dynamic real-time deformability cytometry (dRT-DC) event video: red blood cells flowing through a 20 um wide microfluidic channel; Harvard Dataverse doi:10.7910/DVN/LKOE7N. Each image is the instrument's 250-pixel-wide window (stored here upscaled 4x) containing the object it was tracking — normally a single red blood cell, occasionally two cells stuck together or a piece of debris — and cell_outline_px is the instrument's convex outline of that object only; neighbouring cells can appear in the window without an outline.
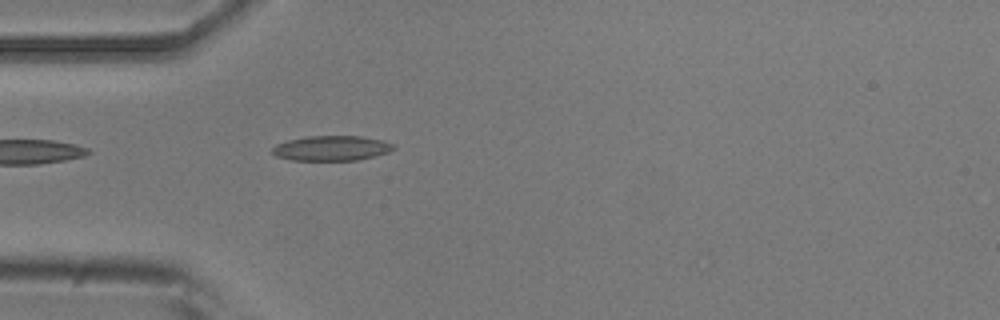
{"species": "common noctule bat (a hibernating species)", "species_latin": "Nyctalus noctula", "temperature_condition": "room temperature", "stored_images_in_passage": 25, "camera_frame_rate_fps": 3000, "um_per_image_px": 0.085, "animal": {"sex": "male", "body_mass_g": 20.5, "forearm_length_mm": 52.5}, "frame": {"image": 1, "passage_image": 1, "time_ms": 0.0, "image_size_px": [1000, 320], "cell_outline_px": [[396, 148], [388, 152], [356, 160], [292, 160], [276, 156], [272, 152], [272, 148], [276, 144], [288, 140], [304, 136], [360, 136], [384, 140], [396, 144]], "centroid_in_image_um": [28.19, 12.58], "position_along_channel_um": 56.8, "area_um2": 17.69}}
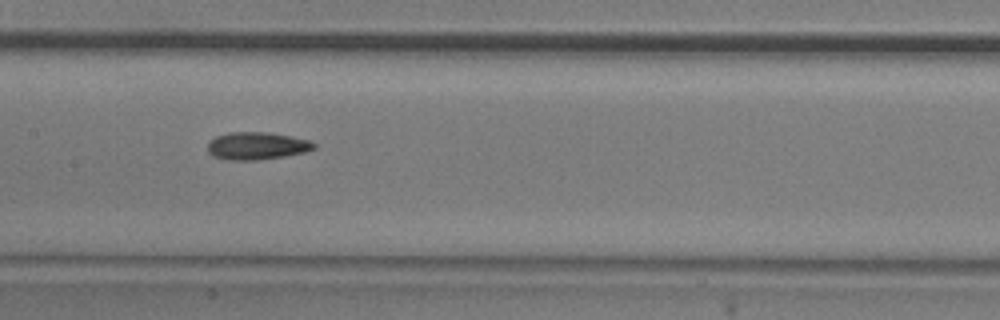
{"frame": {"image": 2, "passage_image": 11, "time_ms": 3.333, "image_size_px": [1000, 320], "cell_outline_px": [[316, 148], [304, 152], [284, 156], [256, 160], [228, 160], [212, 156], [208, 152], [208, 144], [216, 136], [228, 132], [268, 132], [292, 136], [312, 140], [316, 144]], "centroid_in_image_um": [21.85, 12.39], "position_along_channel_um": 185.5, "area_um2": 17.17}}
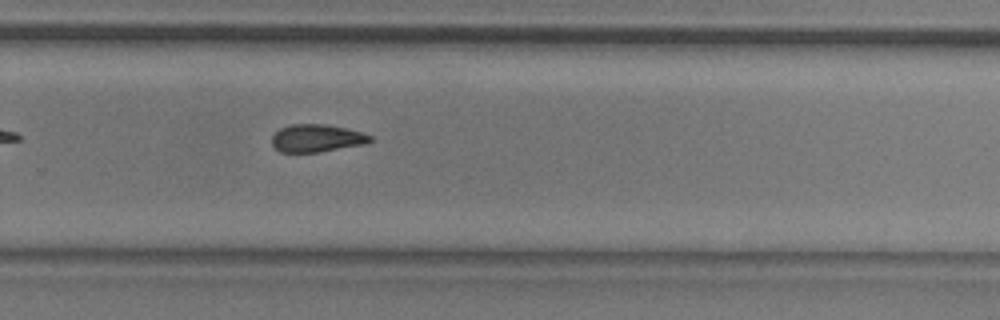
{"frame": {"image": 3, "passage_image": 20, "time_ms": 6.333, "image_size_px": [1000, 320], "cell_outline_px": [[372, 140], [368, 144], [320, 152], [280, 152], [272, 144], [272, 136], [280, 128], [292, 124], [324, 124], [344, 128], [360, 132], [372, 136]], "centroid_in_image_um": [26.94, 11.76], "position_along_channel_um": 302.9, "area_um2": 15.84}, "authors_computed_cell_mechanics": {"area_um2": 16.3574, "velocity_mm_per_s": 3.9305, "shape_relaxation_time_tau1_ms": 5.7441, "shape_relaxation_time_tau2_ms": null, "deformation_change_tau1": 0.1289, "deformation_change_tau2": null}}